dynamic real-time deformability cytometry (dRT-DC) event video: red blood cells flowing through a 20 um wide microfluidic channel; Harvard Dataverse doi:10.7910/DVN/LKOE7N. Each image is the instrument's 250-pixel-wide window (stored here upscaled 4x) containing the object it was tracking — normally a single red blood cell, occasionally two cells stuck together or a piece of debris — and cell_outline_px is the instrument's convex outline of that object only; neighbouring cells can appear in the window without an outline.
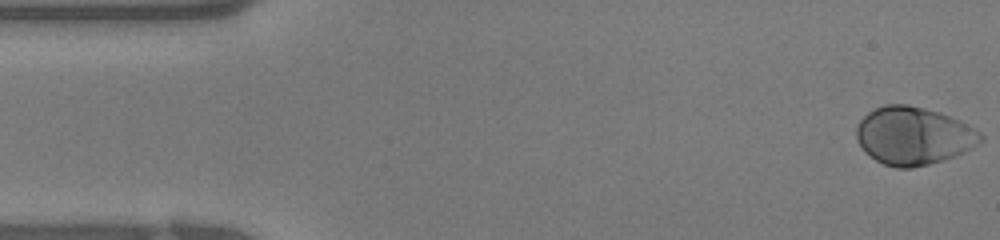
{"species": "human", "species_latin": "Homo sapiens", "temperature_condition": "warm", "stored_images_in_passage": 39, "camera_frame_rate_fps": 3000, "um_per_image_px": 0.085, "donor": {"sex": "female"}, "frame": {"image": 1, "passage_image": 1, "time_ms": 0.0, "image_size_px": [1000, 240], "cell_outline_px": [[984, 140], [980, 144], [964, 152], [944, 160], [912, 168], [896, 168], [884, 164], [876, 160], [864, 152], [856, 140], [856, 124], [868, 112], [884, 104], [908, 104], [940, 112], [960, 120], [968, 124], [980, 132], [984, 136]], "centroid_in_image_um": [77.65, 11.54], "position_along_channel_um": 7.4, "area_um2": 42.31}}
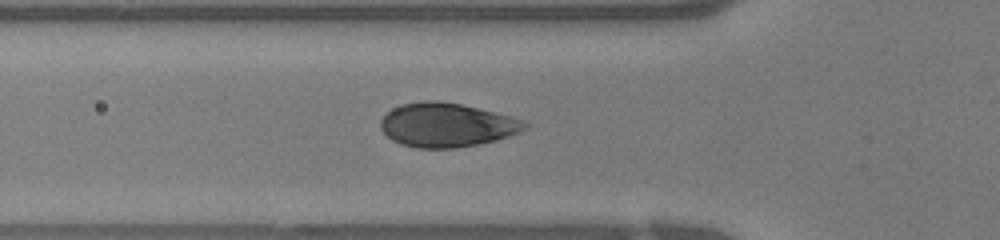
{"frame": {"image": 2, "passage_image": 13, "time_ms": 4.0, "image_size_px": [1000, 240], "cell_outline_px": [[528, 128], [520, 132], [496, 140], [480, 144], [456, 148], [416, 148], [400, 144], [392, 140], [380, 128], [380, 120], [392, 108], [404, 104], [424, 100], [436, 100], [460, 104], [512, 116], [524, 120], [528, 124]], "centroid_in_image_um": [37.99, 10.63], "position_along_channel_um": 87.8, "area_um2": 37.05}}
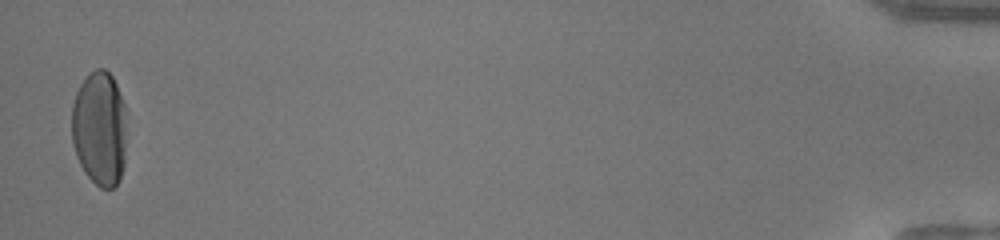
{"frame": {"image": 3, "passage_image": 39, "time_ms": 12.667, "image_size_px": [1000, 240], "cell_outline_px": [[128, 112], [124, 164], [120, 176], [116, 184], [112, 188], [100, 188], [84, 172], [76, 156], [72, 144], [72, 104], [76, 92], [80, 84], [96, 68], [104, 68], [112, 76], [116, 84]], "centroid_in_image_um": [8.49, 10.91], "position_along_channel_um": 426.7, "area_um2": 37.34}}